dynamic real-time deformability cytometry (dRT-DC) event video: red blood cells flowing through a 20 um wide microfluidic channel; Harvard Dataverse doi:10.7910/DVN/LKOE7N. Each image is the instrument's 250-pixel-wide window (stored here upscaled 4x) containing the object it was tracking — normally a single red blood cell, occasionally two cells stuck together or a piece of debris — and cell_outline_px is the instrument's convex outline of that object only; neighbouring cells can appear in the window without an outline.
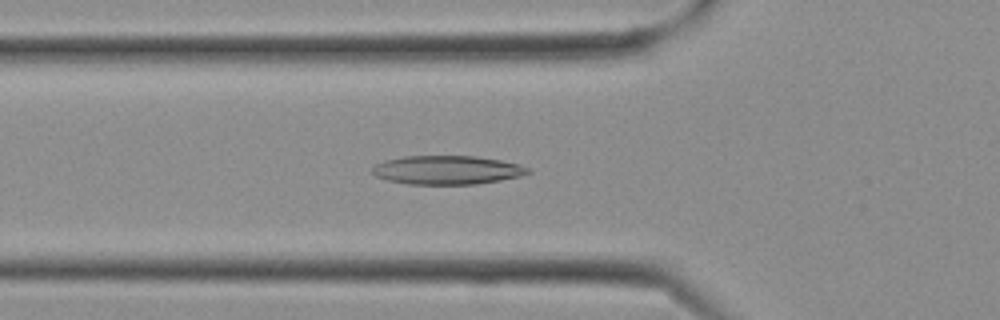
{"species": "Egyptian fruit bat (a non-hibernating species)", "species_latin": "Rousettus aegyptiacus", "temperature_condition": "cold", "stored_images_in_passage": 18, "camera_frame_rate_fps": 3000, "um_per_image_px": 0.085, "frame": {"image": 1, "passage_image": 9, "time_ms": 2.667, "image_size_px": [1000, 320], "cell_outline_px": [[532, 172], [520, 176], [500, 180], [476, 184], [408, 184], [388, 180], [376, 176], [372, 172], [372, 168], [376, 164], [384, 160], [404, 156], [476, 156], [500, 160], [520, 164], [532, 168]], "centroid_in_image_um": [38.04, 14.44], "position_along_channel_um": 87.8, "area_um2": 26.18}}
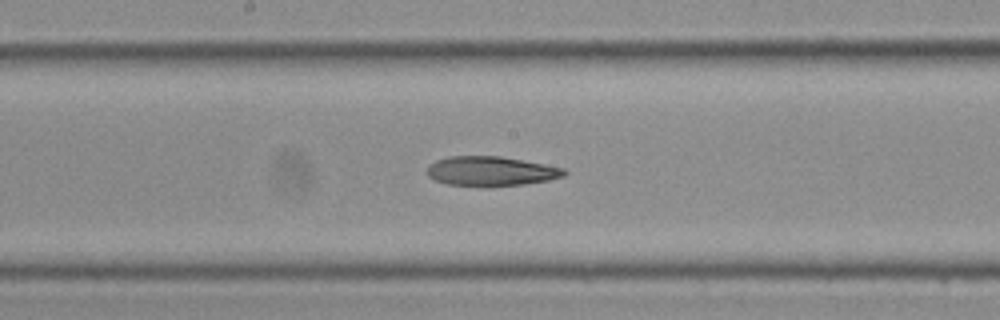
{"frame": {"image": 2, "passage_image": 14, "time_ms": 4.333, "image_size_px": [1000, 320], "cell_outline_px": [[568, 172], [564, 176], [548, 180], [524, 184], [448, 184], [436, 180], [428, 176], [428, 164], [436, 160], [448, 156], [500, 156], [544, 164], [564, 168]], "centroid_in_image_um": [41.74, 14.51], "position_along_channel_um": 206.5, "area_um2": 22.83}}
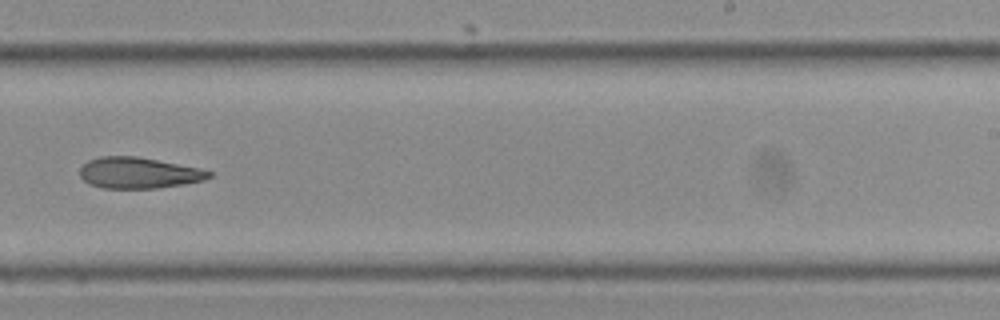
{"frame": {"image": 3, "passage_image": 17, "time_ms": 5.333, "image_size_px": [1000, 320], "cell_outline_px": [[212, 176], [204, 180], [184, 184], [156, 188], [104, 188], [88, 184], [80, 176], [80, 168], [88, 160], [100, 156], [136, 156], [200, 168], [212, 172]], "centroid_in_image_um": [11.77, 14.69], "position_along_channel_um": 277.2, "area_um2": 23.35}}